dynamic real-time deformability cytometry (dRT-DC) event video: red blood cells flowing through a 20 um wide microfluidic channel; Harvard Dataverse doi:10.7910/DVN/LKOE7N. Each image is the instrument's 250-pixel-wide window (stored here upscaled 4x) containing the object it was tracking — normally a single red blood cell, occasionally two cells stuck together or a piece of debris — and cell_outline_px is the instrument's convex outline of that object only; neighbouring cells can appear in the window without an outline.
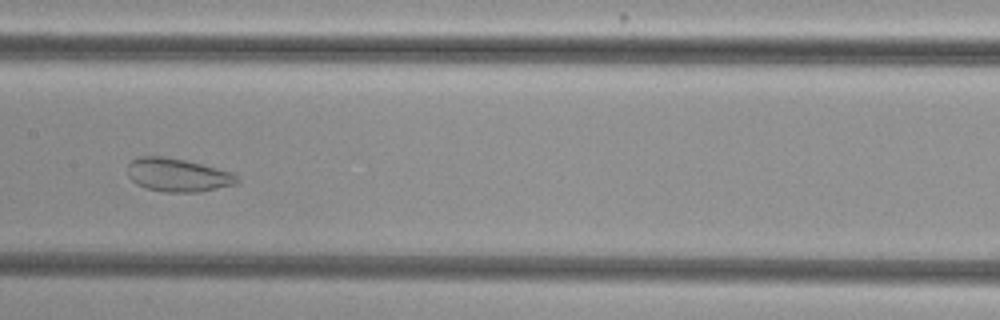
{"species": "common noctule bat (a hibernating species)", "species_latin": "Nyctalus noctula", "temperature_condition": "cold", "stored_images_in_passage": 8, "camera_frame_rate_fps": 3000, "um_per_image_px": 0.085, "animal": {"sex": "female", "body_mass_g": 29.2, "forearm_length_mm": 56.3}, "frame": {"image": 1, "passage_image": 6, "time_ms": 1.667, "image_size_px": [1000, 320], "cell_outline_px": [[240, 180], [236, 184], [200, 192], [164, 192], [144, 188], [136, 184], [128, 176], [128, 164], [132, 160], [140, 156], [160, 156], [184, 160], [232, 172]], "centroid_in_image_um": [15.09, 14.89], "position_along_channel_um": 192.3, "area_um2": 21.21}}
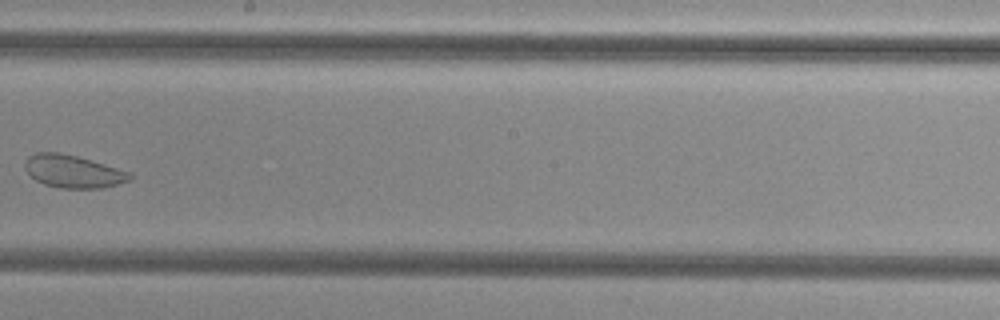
{"frame": {"image": 2, "passage_image": 7, "time_ms": 2.0, "image_size_px": [1000, 320], "cell_outline_px": [[132, 180], [104, 188], [60, 188], [44, 184], [36, 180], [24, 168], [24, 160], [28, 156], [36, 152], [60, 152], [76, 156], [132, 172]], "centroid_in_image_um": [6.22, 14.57], "position_along_channel_um": 242.0, "area_um2": 20.11}}
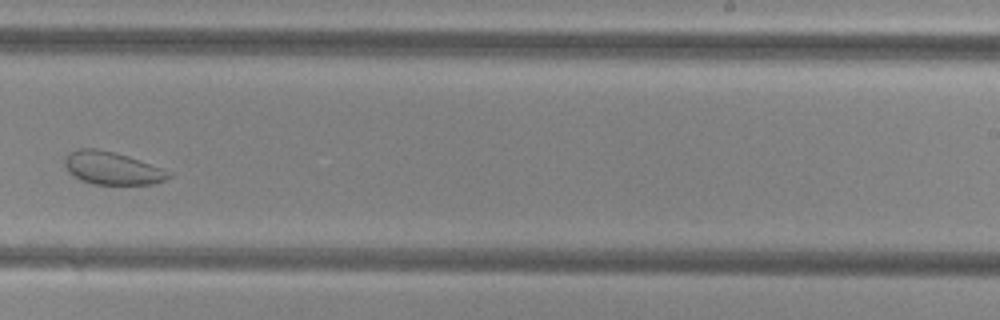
{"frame": {"image": 3, "passage_image": 8, "time_ms": 2.333, "image_size_px": [1000, 320], "cell_outline_px": [[176, 172], [172, 176], [156, 184], [92, 184], [80, 180], [68, 172], [64, 164], [64, 160], [76, 148], [96, 148], [128, 156]], "centroid_in_image_um": [9.59, 14.3], "position_along_channel_um": 279.4, "area_um2": 20.06}}